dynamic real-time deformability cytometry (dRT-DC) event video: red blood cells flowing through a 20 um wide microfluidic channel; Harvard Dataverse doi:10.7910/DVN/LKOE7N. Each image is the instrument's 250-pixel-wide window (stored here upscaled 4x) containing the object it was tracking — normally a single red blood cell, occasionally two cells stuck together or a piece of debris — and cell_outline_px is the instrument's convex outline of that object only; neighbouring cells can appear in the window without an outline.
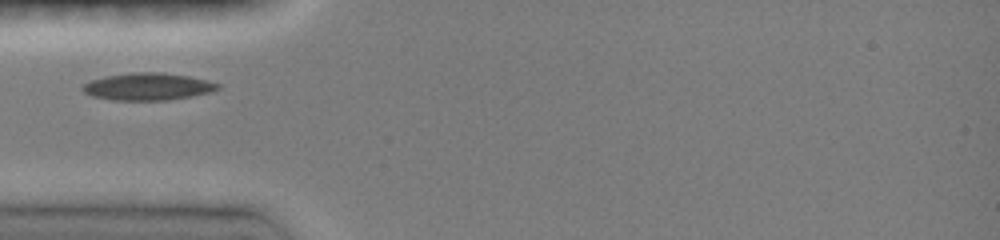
{"species": "common noctule bat (a hibernating species)", "species_latin": "Nyctalus noctula", "temperature_condition": "room temperature", "stored_images_in_passage": 2, "camera_frame_rate_fps": 3000, "um_per_image_px": 0.085, "animal": {"sex": "female", "body_mass_g": 19.0, "forearm_length_mm": 51.5}, "frame": {"image": 1, "passage_image": 1, "time_ms": 0.0, "image_size_px": [1000, 240], "cell_outline_px": [[220, 88], [212, 92], [192, 96], [168, 100], [112, 100], [92, 96], [84, 92], [80, 88], [84, 84], [92, 80], [104, 76], [132, 72], [160, 72], [188, 76], [220, 84]], "centroid_in_image_um": [12.55, 7.36], "position_along_channel_um": 72.5, "area_um2": 21.44}}